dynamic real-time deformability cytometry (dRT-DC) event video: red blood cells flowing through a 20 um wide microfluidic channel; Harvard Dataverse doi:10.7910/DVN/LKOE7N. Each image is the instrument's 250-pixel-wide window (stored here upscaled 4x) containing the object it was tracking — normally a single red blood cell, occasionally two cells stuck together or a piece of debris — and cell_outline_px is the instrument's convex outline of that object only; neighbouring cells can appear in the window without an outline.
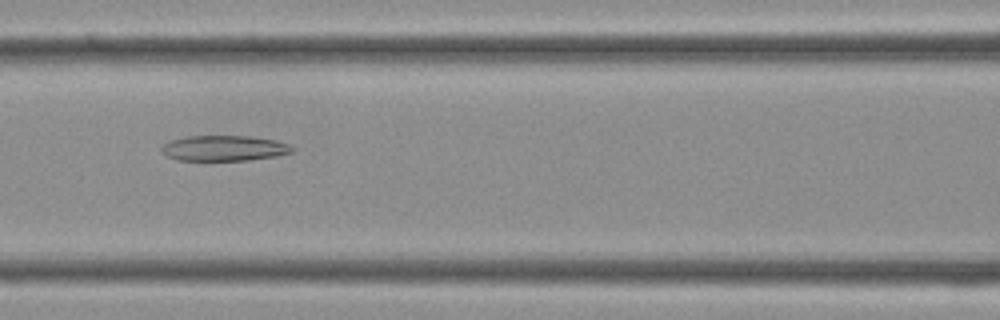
{"species": "Egyptian fruit bat (a non-hibernating species)", "species_latin": "Rousettus aegyptiacus", "temperature_condition": "cold", "stored_images_in_passage": 31, "camera_frame_rate_fps": 3000, "um_per_image_px": 0.085, "frame": {"image": 1, "passage_image": 11, "time_ms": 3.333, "image_size_px": [1000, 320], "cell_outline_px": [[296, 148], [292, 152], [276, 156], [248, 160], [176, 160], [160, 152], [160, 148], [164, 144], [172, 140], [188, 136], [252, 136], [276, 140], [288, 144]], "centroid_in_image_um": [19.06, 12.59], "position_along_channel_um": 147.5, "area_um2": 19.42}}
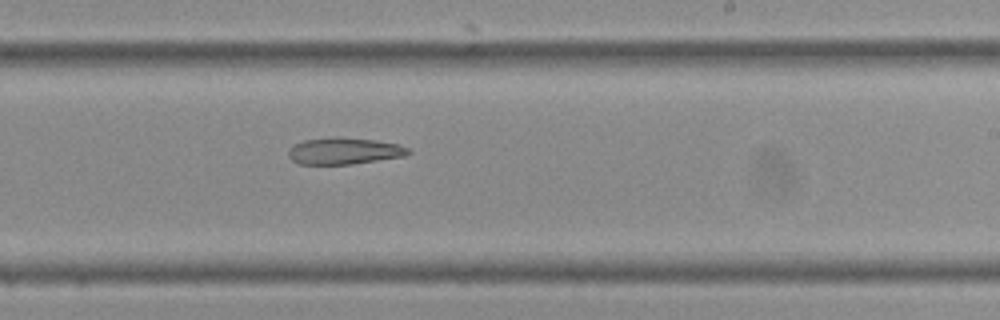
{"frame": {"image": 2, "passage_image": 17, "time_ms": 5.333, "image_size_px": [1000, 320], "cell_outline_px": [[412, 152], [404, 156], [352, 164], [300, 164], [292, 160], [288, 156], [288, 152], [296, 144], [304, 140], [376, 140], [396, 144], [408, 148]], "centroid_in_image_um": [29.29, 12.89], "position_along_channel_um": 259.7, "area_um2": 17.46}}
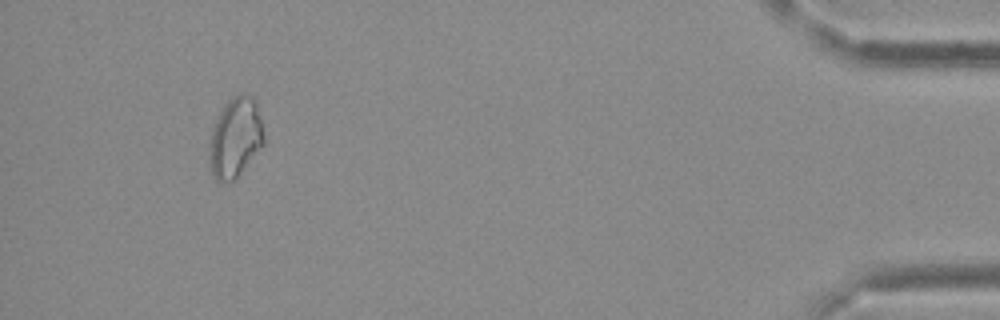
{"frame": {"image": 3, "passage_image": 29, "time_ms": 9.333, "image_size_px": [1000, 320], "cell_outline_px": [[264, 144], [240, 172], [232, 180], [220, 184], [216, 180], [212, 172], [208, 152], [212, 132], [216, 120], [224, 104], [232, 96], [240, 92], [248, 92], [256, 104], [264, 136]], "centroid_in_image_um": [19.99, 11.67], "position_along_channel_um": 415.2, "area_um2": 25.03}}